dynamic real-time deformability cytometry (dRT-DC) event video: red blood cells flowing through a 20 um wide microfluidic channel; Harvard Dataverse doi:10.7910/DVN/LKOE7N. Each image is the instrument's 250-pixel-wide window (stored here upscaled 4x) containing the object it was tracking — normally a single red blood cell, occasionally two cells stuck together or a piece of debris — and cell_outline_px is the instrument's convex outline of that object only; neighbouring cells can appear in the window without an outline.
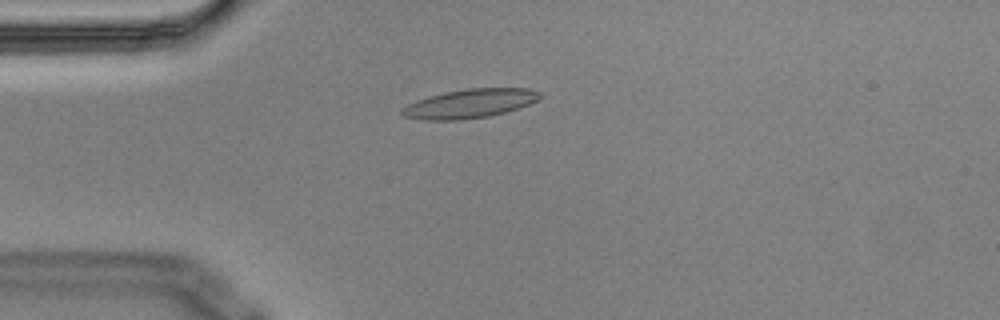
{"species": "Egyptian fruit bat (a non-hibernating species)", "species_latin": "Rousettus aegyptiacus", "temperature_condition": "cold", "stored_images_in_passage": 6, "camera_frame_rate_fps": 3000, "um_per_image_px": 0.085, "animal": {"sex": "male"}, "frame": {"image": 1, "passage_image": 2, "time_ms": 0.333, "image_size_px": [1000, 320], "cell_outline_px": [[540, 96], [536, 100], [520, 108], [488, 116], [460, 120], [428, 120], [404, 116], [400, 112], [400, 108], [416, 100], [428, 96], [444, 92], [468, 88], [532, 88], [540, 92]], "centroid_in_image_um": [39.91, 8.79], "position_along_channel_um": 45.1, "area_um2": 23.24}}
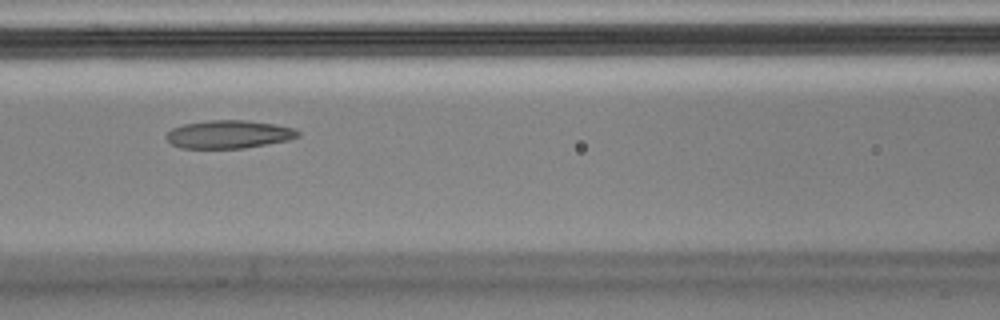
{"frame": {"image": 2, "passage_image": 5, "time_ms": 1.333, "image_size_px": [1000, 320], "cell_outline_px": [[300, 136], [288, 140], [244, 148], [180, 148], [172, 144], [164, 136], [172, 128], [184, 124], [208, 120], [244, 120], [276, 124], [296, 128], [300, 132]], "centroid_in_image_um": [19.46, 11.41], "position_along_channel_um": 147.1, "area_um2": 21.62}}
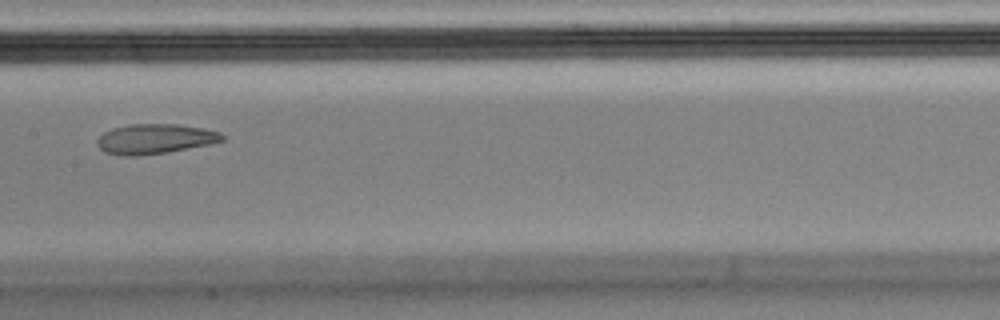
{"frame": {"image": 3, "passage_image": 6, "time_ms": 1.667, "image_size_px": [1000, 320], "cell_outline_px": [[224, 140], [208, 144], [168, 152], [136, 156], [124, 156], [104, 152], [96, 144], [96, 140], [104, 132], [112, 128], [132, 124], [176, 124], [204, 128], [220, 132], [224, 136]], "centroid_in_image_um": [13.14, 11.8], "position_along_channel_um": 194.3, "area_um2": 21.73}}